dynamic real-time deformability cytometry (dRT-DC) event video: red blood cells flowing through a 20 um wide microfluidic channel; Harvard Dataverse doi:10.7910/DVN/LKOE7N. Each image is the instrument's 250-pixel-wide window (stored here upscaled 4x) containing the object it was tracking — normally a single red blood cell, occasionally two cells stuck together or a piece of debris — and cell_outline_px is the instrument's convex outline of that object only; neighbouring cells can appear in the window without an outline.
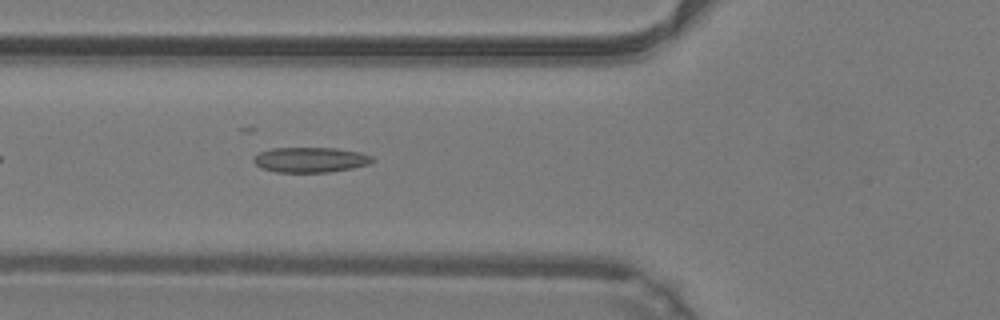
{"species": "common noctule bat (a hibernating species)", "species_latin": "Nyctalus noctula", "temperature_condition": "warm", "stored_images_in_passage": 36, "camera_frame_rate_fps": 3000, "um_per_image_px": 0.085, "animal": {"sex": "male", "body_mass_g": 19.2, "forearm_length_mm": 51.8}, "frame": {"image": 1, "passage_image": 6, "time_ms": 1.667, "image_size_px": [1000, 320], "cell_outline_px": [[376, 160], [368, 164], [352, 168], [328, 172], [276, 172], [260, 168], [252, 160], [252, 156], [260, 152], [272, 148], [336, 148], [360, 152], [372, 156]], "centroid_in_image_um": [26.36, 13.58], "position_along_channel_um": 99.4, "area_um2": 17.51}}
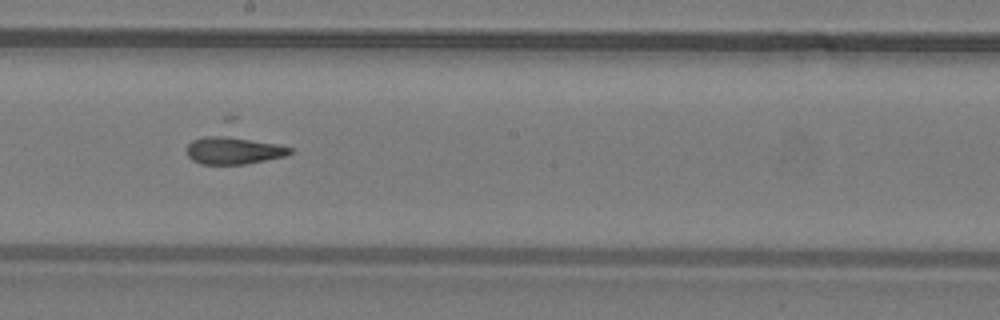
{"frame": {"image": 2, "passage_image": 15, "time_ms": 4.667, "image_size_px": [1000, 320], "cell_outline_px": [[292, 152], [288, 156], [244, 164], [200, 164], [192, 160], [188, 156], [188, 144], [192, 140], [216, 132], [220, 132], [280, 144], [292, 148]], "centroid_in_image_um": [19.87, 12.73], "position_along_channel_um": 228.3, "area_um2": 17.4}}
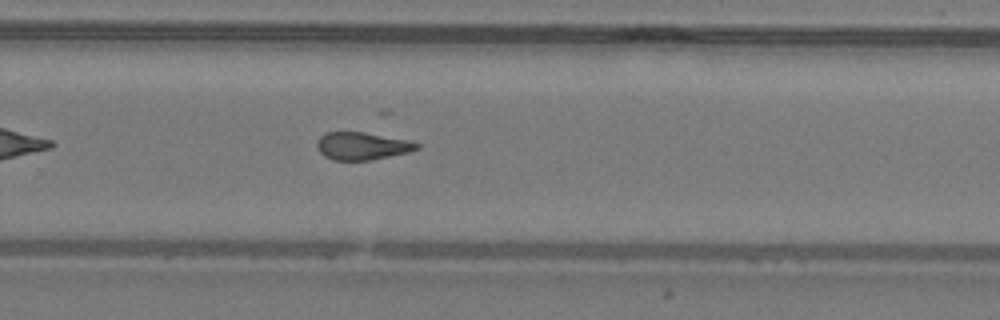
{"frame": {"image": 3, "passage_image": 20, "time_ms": 6.333, "image_size_px": [1000, 320], "cell_outline_px": [[420, 148], [408, 152], [372, 160], [332, 160], [324, 156], [316, 148], [316, 140], [324, 132], [364, 132], [408, 140], [420, 144]], "centroid_in_image_um": [30.74, 12.41], "position_along_channel_um": 299.1, "area_um2": 16.18}, "authors_computed_cell_mechanics": {"area_um2": 16.7909, "velocity_mm_per_s": 4.2788, "shape_relaxation_time_tau1_ms": null, "shape_relaxation_time_tau2_ms": 1.6522, "deformation_change_tau1": null, "deformation_change_tau2": 0.1054}}